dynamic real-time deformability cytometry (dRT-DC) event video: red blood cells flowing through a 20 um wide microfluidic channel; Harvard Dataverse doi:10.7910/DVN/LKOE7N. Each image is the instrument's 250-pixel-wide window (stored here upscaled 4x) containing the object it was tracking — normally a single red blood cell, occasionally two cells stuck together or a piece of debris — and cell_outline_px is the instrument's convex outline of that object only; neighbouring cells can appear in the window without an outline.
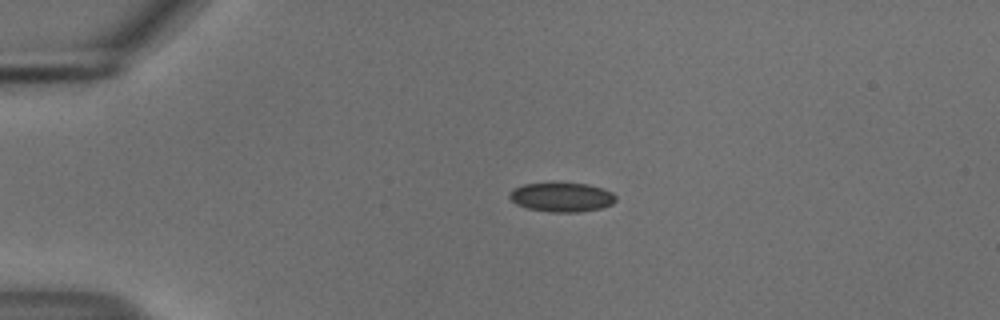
{"species": "common noctule bat (a hibernating species)", "species_latin": "Nyctalus noctula", "temperature_condition": "cold", "stored_images_in_passage": 43, "camera_frame_rate_fps": 3000, "um_per_image_px": 0.085, "animal": {"sex": "male", "body_mass_g": 18.8}, "frame": {"image": 1, "passage_image": 1, "time_ms": 0.0, "image_size_px": [1000, 320], "cell_outline_px": [[616, 200], [612, 204], [600, 208], [580, 212], [552, 212], [528, 208], [516, 204], [508, 196], [508, 192], [512, 188], [524, 184], [588, 184], [604, 188], [612, 192], [616, 196]], "centroid_in_image_um": [47.75, 16.76], "position_along_channel_um": 37.3, "area_um2": 17.98}}
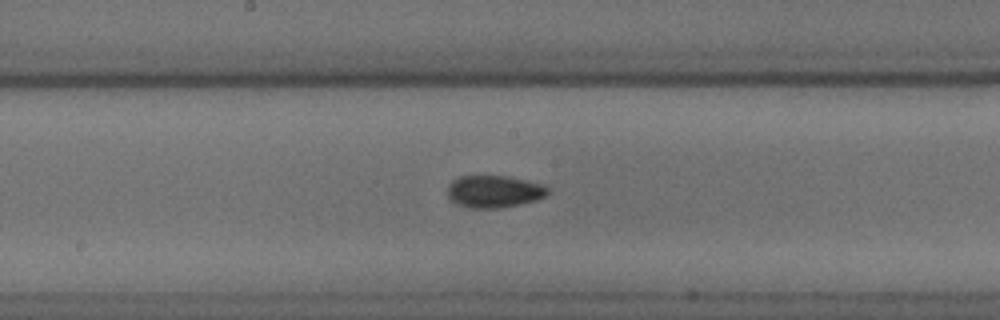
{"frame": {"image": 2, "passage_image": 18, "time_ms": 5.667, "image_size_px": [1000, 320], "cell_outline_px": [[548, 192], [544, 196], [536, 200], [520, 204], [500, 208], [468, 208], [456, 204], [448, 200], [448, 184], [452, 180], [460, 176], [508, 176], [528, 180], [544, 184], [548, 188]], "centroid_in_image_um": [41.97, 16.28], "position_along_channel_um": 206.2, "area_um2": 19.07}}
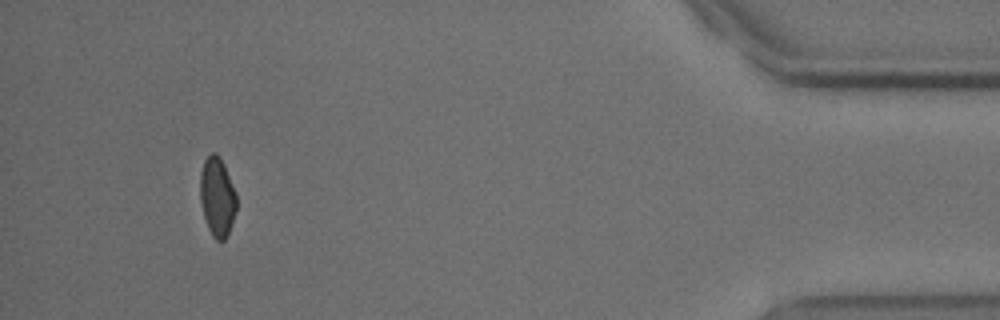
{"frame": {"image": 3, "passage_image": 40, "time_ms": 13.0, "image_size_px": [1000, 320], "cell_outline_px": [[236, 208], [228, 236], [224, 240], [216, 240], [212, 236], [208, 228], [204, 216], [200, 200], [200, 172], [204, 160], [212, 152], [216, 152], [220, 156], [224, 164], [236, 192]], "centroid_in_image_um": [18.46, 16.71], "position_along_channel_um": 416.7, "area_um2": 16.88}, "authors_computed_cell_mechanics": {"area_um2": 17.918, "velocity_mm_per_s": 3.6978, "shape_relaxation_time_tau1_ms": 9.2055, "shape_relaxation_time_tau2_ms": 4.7256, "deformation_change_tau1": 0.1243, "deformation_change_tau2": 0.0743}}